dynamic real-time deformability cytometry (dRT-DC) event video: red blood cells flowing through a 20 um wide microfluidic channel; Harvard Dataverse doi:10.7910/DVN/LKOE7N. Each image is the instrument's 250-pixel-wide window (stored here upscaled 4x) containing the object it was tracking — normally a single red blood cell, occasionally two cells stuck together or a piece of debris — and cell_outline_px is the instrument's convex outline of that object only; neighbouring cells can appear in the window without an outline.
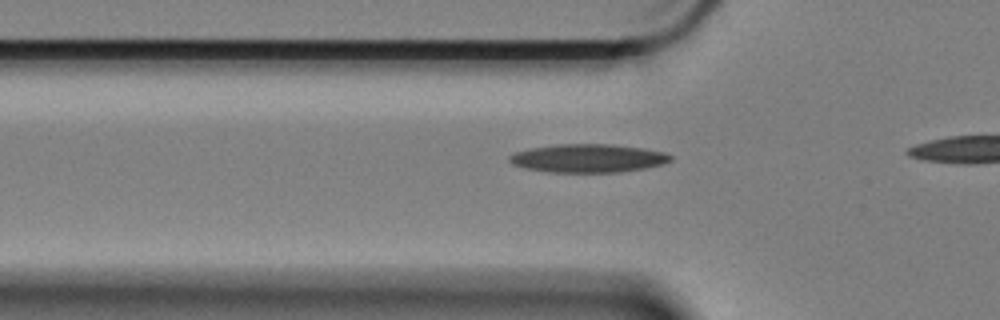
{"species": "Egyptian fruit bat (a non-hibernating species)", "species_latin": "Rousettus aegyptiacus", "temperature_condition": "cold", "stored_images_in_passage": 16, "camera_frame_rate_fps": 3000, "um_per_image_px": 0.085, "animal": {"sex": "female"}, "frame": {"image": 1, "passage_image": 6, "time_ms": 1.667, "image_size_px": [1000, 320], "cell_outline_px": [[672, 160], [664, 164], [644, 168], [620, 172], [548, 172], [528, 168], [512, 164], [508, 160], [508, 156], [516, 152], [528, 148], [556, 144], [612, 144], [644, 148], [664, 152], [672, 156]], "centroid_in_image_um": [49.99, 13.44], "position_along_channel_um": 75.8, "area_um2": 26.7}}
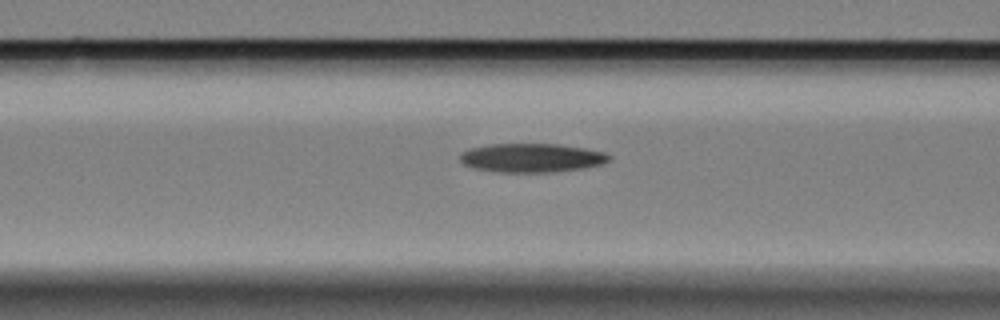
{"frame": {"image": 2, "passage_image": 10, "time_ms": 3.0, "image_size_px": [1000, 320], "cell_outline_px": [[612, 156], [608, 160], [600, 164], [580, 168], [552, 172], [500, 172], [476, 168], [464, 164], [460, 160], [460, 152], [468, 148], [488, 144], [560, 144], [584, 148], [604, 152]], "centroid_in_image_um": [45.15, 13.4], "position_along_channel_um": 121.5, "area_um2": 24.91}}
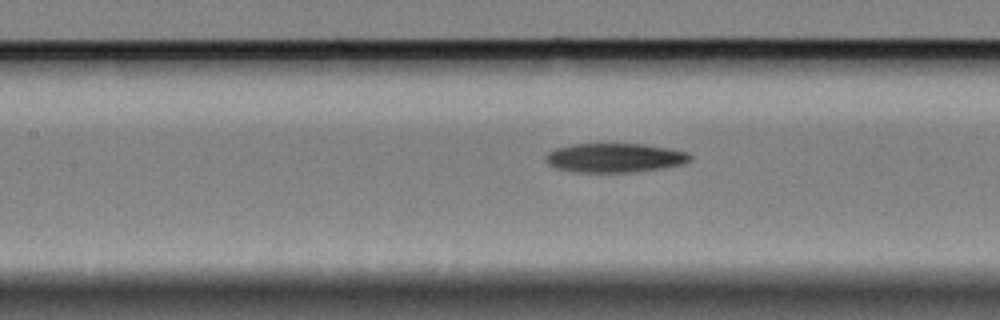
{"frame": {"image": 3, "passage_image": 13, "time_ms": 4.0, "image_size_px": [1000, 320], "cell_outline_px": [[692, 156], [684, 164], [660, 168], [632, 172], [576, 172], [556, 168], [548, 164], [544, 160], [544, 156], [548, 152], [556, 148], [572, 144], [644, 144], [668, 148], [688, 152]], "centroid_in_image_um": [52.21, 13.41], "position_along_channel_um": 155.2, "area_um2": 24.51}}